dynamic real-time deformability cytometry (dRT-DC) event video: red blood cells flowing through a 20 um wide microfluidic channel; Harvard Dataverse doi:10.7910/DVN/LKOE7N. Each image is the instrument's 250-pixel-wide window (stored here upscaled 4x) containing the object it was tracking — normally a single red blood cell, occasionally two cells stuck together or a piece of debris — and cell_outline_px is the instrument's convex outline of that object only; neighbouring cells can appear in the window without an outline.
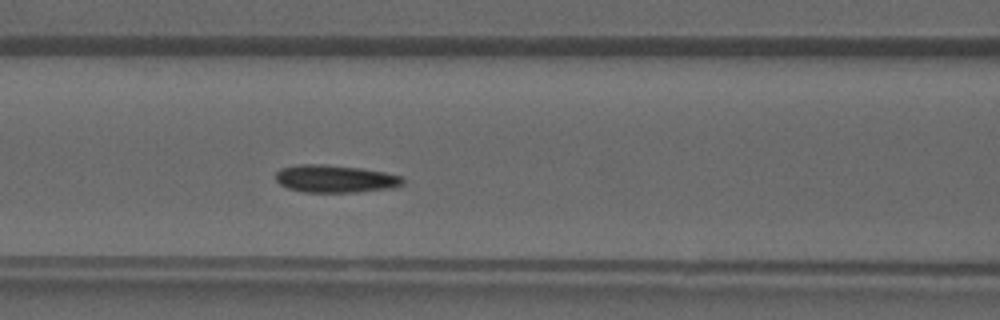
{"species": "common noctule bat (a hibernating species)", "species_latin": "Nyctalus noctula", "temperature_condition": "warm", "stored_images_in_passage": 36, "camera_frame_rate_fps": 3000, "um_per_image_px": 0.085, "animal": {"sex": "male", "forearm_length_mm": 52.5}, "frame": {"image": 1, "passage_image": 13, "time_ms": 4.0, "image_size_px": [1000, 320], "cell_outline_px": [[404, 184], [392, 188], [356, 192], [304, 192], [288, 188], [280, 184], [276, 180], [276, 172], [280, 168], [296, 164], [324, 164], [360, 168], [384, 172], [404, 176]], "centroid_in_image_um": [28.5, 15.19], "position_along_channel_um": 138.1, "area_um2": 20.58}}
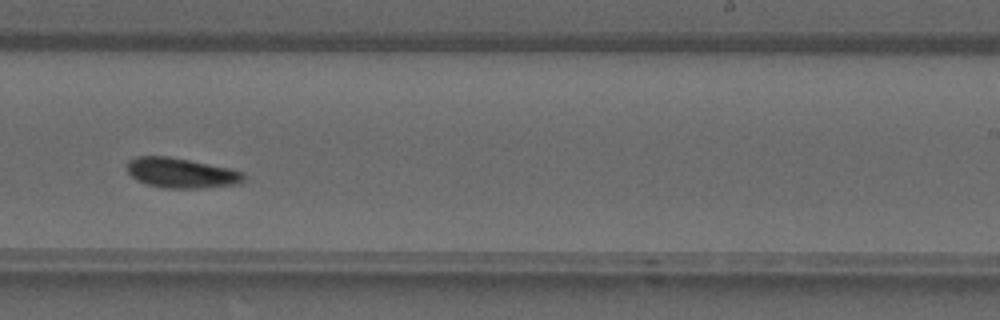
{"frame": {"image": 2, "passage_image": 21, "time_ms": 6.667, "image_size_px": [1000, 320], "cell_outline_px": [[244, 180], [240, 184], [200, 188], [164, 188], [148, 184], [132, 176], [128, 172], [128, 160], [136, 156], [168, 156], [228, 168], [244, 172]], "centroid_in_image_um": [15.42, 14.7], "position_along_channel_um": 273.6, "area_um2": 20.17}}
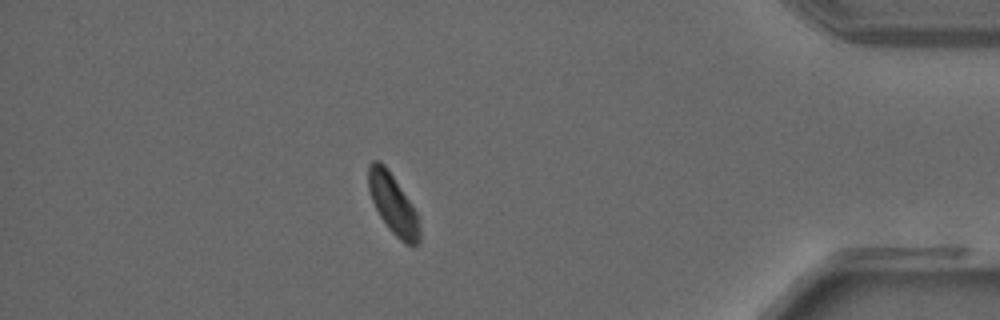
{"frame": {"image": 3, "passage_image": 31, "time_ms": 10.0, "image_size_px": [1000, 320], "cell_outline_px": [[420, 240], [416, 244], [408, 244], [400, 240], [388, 228], [380, 216], [372, 200], [368, 188], [368, 164], [372, 160], [380, 160], [388, 168], [416, 212], [420, 228]], "centroid_in_image_um": [33.38, 17.31], "position_along_channel_um": 401.8, "area_um2": 17.63}}